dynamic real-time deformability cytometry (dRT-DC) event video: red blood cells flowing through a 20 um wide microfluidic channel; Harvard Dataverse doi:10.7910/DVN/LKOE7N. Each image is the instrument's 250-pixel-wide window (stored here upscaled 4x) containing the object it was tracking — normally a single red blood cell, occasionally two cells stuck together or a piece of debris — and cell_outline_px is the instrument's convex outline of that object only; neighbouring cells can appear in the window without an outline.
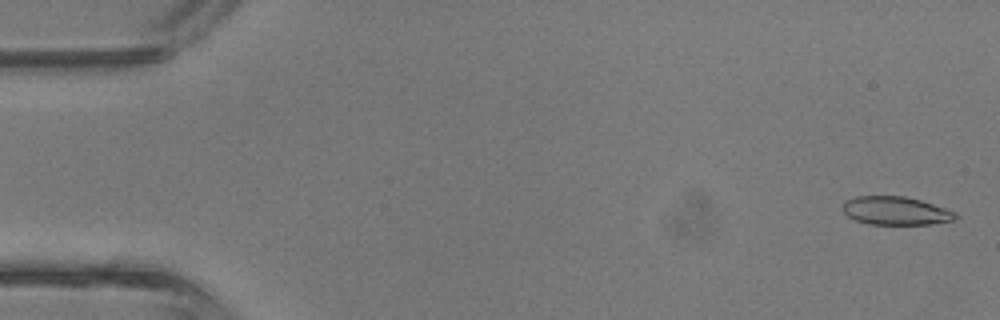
{"species": "common noctule bat (a hibernating species)", "species_latin": "Nyctalus noctula", "temperature_condition": "room temperature", "stored_images_in_passage": 4, "camera_frame_rate_fps": 3000, "um_per_image_px": 0.085, "animal": {"sex": "male", "body_mass_g": 13.3}, "frame": {"image": 1, "passage_image": 1, "time_ms": 0.0, "image_size_px": [1000, 320], "cell_outline_px": [[960, 216], [956, 220], [932, 224], [868, 224], [856, 220], [848, 216], [840, 208], [844, 200], [856, 196], [904, 196], [920, 200], [956, 212]], "centroid_in_image_um": [76.12, 17.91], "position_along_channel_um": 8.9, "area_um2": 18.79}}
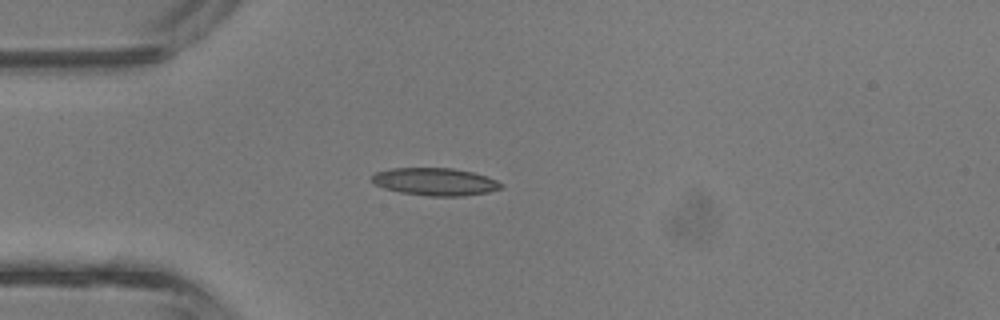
{"frame": {"image": 2, "passage_image": 4, "time_ms": 1.0, "image_size_px": [1000, 320], "cell_outline_px": [[504, 188], [488, 192], [464, 196], [428, 196], [400, 192], [384, 188], [376, 184], [372, 180], [372, 176], [376, 172], [392, 168], [452, 168], [472, 172], [496, 180], [504, 184]], "centroid_in_image_um": [37.02, 15.45], "position_along_channel_um": 48.0, "area_um2": 20.69}}